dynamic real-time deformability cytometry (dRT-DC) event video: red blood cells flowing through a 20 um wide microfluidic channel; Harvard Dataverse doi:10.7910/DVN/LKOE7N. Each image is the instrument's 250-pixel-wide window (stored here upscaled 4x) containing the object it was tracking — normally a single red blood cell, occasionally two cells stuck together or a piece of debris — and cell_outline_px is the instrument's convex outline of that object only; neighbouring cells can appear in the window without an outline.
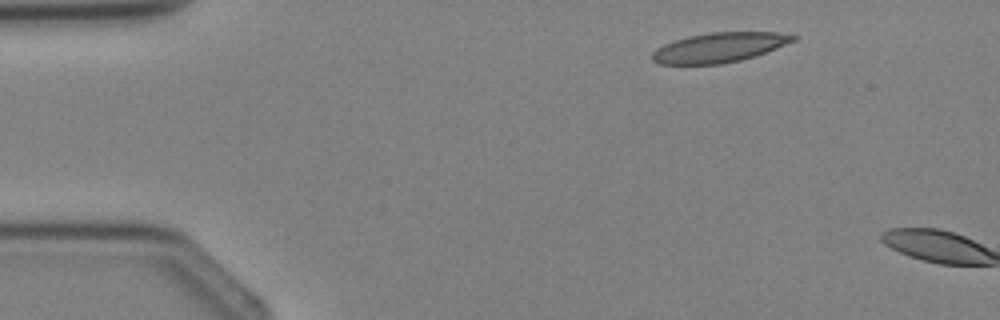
{"species": "Egyptian fruit bat (a non-hibernating species)", "species_latin": "Rousettus aegyptiacus", "temperature_condition": "cold", "stored_images_in_passage": 2, "camera_frame_rate_fps": 3000, "um_per_image_px": 0.085, "animal": {"sex": "female"}, "frame": {"image": 1, "passage_image": 2, "time_ms": 1.333, "image_size_px": [1000, 320], "cell_outline_px": [[800, 36], [796, 40], [756, 56], [740, 60], [720, 64], [660, 64], [652, 60], [652, 52], [656, 48], [664, 44], [688, 36], [712, 32], [776, 32]], "centroid_in_image_um": [61.15, 4.03], "position_along_channel_um": 23.8, "area_um2": 24.33}}